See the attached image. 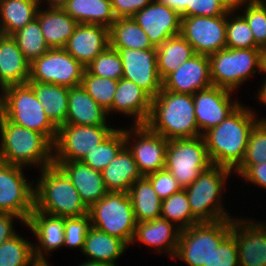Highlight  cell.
Masks as SVG:
<instances>
[{"mask_svg": "<svg viewBox=\"0 0 266 266\" xmlns=\"http://www.w3.org/2000/svg\"><path fill=\"white\" fill-rule=\"evenodd\" d=\"M259 120L239 105L225 120L202 136L213 165L235 170L243 161L250 133Z\"/></svg>", "mask_w": 266, "mask_h": 266, "instance_id": "cell-1", "label": "cell"}, {"mask_svg": "<svg viewBox=\"0 0 266 266\" xmlns=\"http://www.w3.org/2000/svg\"><path fill=\"white\" fill-rule=\"evenodd\" d=\"M193 95L162 90L152 99L145 125L167 140L201 136L195 117Z\"/></svg>", "mask_w": 266, "mask_h": 266, "instance_id": "cell-2", "label": "cell"}, {"mask_svg": "<svg viewBox=\"0 0 266 266\" xmlns=\"http://www.w3.org/2000/svg\"><path fill=\"white\" fill-rule=\"evenodd\" d=\"M0 161L11 165L53 164V143L42 133L18 126L0 114Z\"/></svg>", "mask_w": 266, "mask_h": 266, "instance_id": "cell-3", "label": "cell"}, {"mask_svg": "<svg viewBox=\"0 0 266 266\" xmlns=\"http://www.w3.org/2000/svg\"><path fill=\"white\" fill-rule=\"evenodd\" d=\"M41 177L34 191L37 211L60 217H80L88 214L70 178L57 165L41 169Z\"/></svg>", "mask_w": 266, "mask_h": 266, "instance_id": "cell-4", "label": "cell"}, {"mask_svg": "<svg viewBox=\"0 0 266 266\" xmlns=\"http://www.w3.org/2000/svg\"><path fill=\"white\" fill-rule=\"evenodd\" d=\"M0 95V114L10 122L40 132L53 144L58 128L45 114L41 102L33 89L26 84L9 85Z\"/></svg>", "mask_w": 266, "mask_h": 266, "instance_id": "cell-5", "label": "cell"}, {"mask_svg": "<svg viewBox=\"0 0 266 266\" xmlns=\"http://www.w3.org/2000/svg\"><path fill=\"white\" fill-rule=\"evenodd\" d=\"M231 169L211 165L189 185L186 190L193 216L201 222L232 219L221 205L220 195Z\"/></svg>", "mask_w": 266, "mask_h": 266, "instance_id": "cell-6", "label": "cell"}, {"mask_svg": "<svg viewBox=\"0 0 266 266\" xmlns=\"http://www.w3.org/2000/svg\"><path fill=\"white\" fill-rule=\"evenodd\" d=\"M91 226L106 234L132 243L137 221L126 192H108L88 208Z\"/></svg>", "mask_w": 266, "mask_h": 266, "instance_id": "cell-7", "label": "cell"}, {"mask_svg": "<svg viewBox=\"0 0 266 266\" xmlns=\"http://www.w3.org/2000/svg\"><path fill=\"white\" fill-rule=\"evenodd\" d=\"M232 219L201 222L180 231L175 257L189 266H207L210 256L230 234Z\"/></svg>", "mask_w": 266, "mask_h": 266, "instance_id": "cell-8", "label": "cell"}, {"mask_svg": "<svg viewBox=\"0 0 266 266\" xmlns=\"http://www.w3.org/2000/svg\"><path fill=\"white\" fill-rule=\"evenodd\" d=\"M213 86L235 90L249 75L260 72V48H225L208 56Z\"/></svg>", "mask_w": 266, "mask_h": 266, "instance_id": "cell-9", "label": "cell"}, {"mask_svg": "<svg viewBox=\"0 0 266 266\" xmlns=\"http://www.w3.org/2000/svg\"><path fill=\"white\" fill-rule=\"evenodd\" d=\"M212 164L203 136L168 140L165 169L182 189L191 185L200 173Z\"/></svg>", "mask_w": 266, "mask_h": 266, "instance_id": "cell-10", "label": "cell"}, {"mask_svg": "<svg viewBox=\"0 0 266 266\" xmlns=\"http://www.w3.org/2000/svg\"><path fill=\"white\" fill-rule=\"evenodd\" d=\"M115 130L107 125L64 124L60 126L53 144L55 151L53 162L81 161L88 152L100 145Z\"/></svg>", "mask_w": 266, "mask_h": 266, "instance_id": "cell-11", "label": "cell"}, {"mask_svg": "<svg viewBox=\"0 0 266 266\" xmlns=\"http://www.w3.org/2000/svg\"><path fill=\"white\" fill-rule=\"evenodd\" d=\"M84 71L85 67L64 48H54L30 64L28 81L72 88L81 85Z\"/></svg>", "mask_w": 266, "mask_h": 266, "instance_id": "cell-12", "label": "cell"}, {"mask_svg": "<svg viewBox=\"0 0 266 266\" xmlns=\"http://www.w3.org/2000/svg\"><path fill=\"white\" fill-rule=\"evenodd\" d=\"M236 11L234 7L227 15L216 17H181L183 38L193 47L196 54L212 55L226 48V24L228 15Z\"/></svg>", "mask_w": 266, "mask_h": 266, "instance_id": "cell-13", "label": "cell"}, {"mask_svg": "<svg viewBox=\"0 0 266 266\" xmlns=\"http://www.w3.org/2000/svg\"><path fill=\"white\" fill-rule=\"evenodd\" d=\"M22 166L0 161V212L12 213L27 223L34 210L33 183H29Z\"/></svg>", "mask_w": 266, "mask_h": 266, "instance_id": "cell-14", "label": "cell"}, {"mask_svg": "<svg viewBox=\"0 0 266 266\" xmlns=\"http://www.w3.org/2000/svg\"><path fill=\"white\" fill-rule=\"evenodd\" d=\"M114 49L121 57L123 78L133 81L153 99L162 90L157 70V49Z\"/></svg>", "mask_w": 266, "mask_h": 266, "instance_id": "cell-15", "label": "cell"}, {"mask_svg": "<svg viewBox=\"0 0 266 266\" xmlns=\"http://www.w3.org/2000/svg\"><path fill=\"white\" fill-rule=\"evenodd\" d=\"M146 32L153 47H159L170 37L180 35L181 15L171 7L153 0L132 16Z\"/></svg>", "mask_w": 266, "mask_h": 266, "instance_id": "cell-16", "label": "cell"}, {"mask_svg": "<svg viewBox=\"0 0 266 266\" xmlns=\"http://www.w3.org/2000/svg\"><path fill=\"white\" fill-rule=\"evenodd\" d=\"M230 96L232 91L217 86H211L193 94L194 112L200 134L203 135L209 129L219 125L239 106L238 102L232 101Z\"/></svg>", "mask_w": 266, "mask_h": 266, "instance_id": "cell-17", "label": "cell"}, {"mask_svg": "<svg viewBox=\"0 0 266 266\" xmlns=\"http://www.w3.org/2000/svg\"><path fill=\"white\" fill-rule=\"evenodd\" d=\"M211 86L213 84L210 77L209 58L200 54L185 61L162 81L164 90L191 95Z\"/></svg>", "mask_w": 266, "mask_h": 266, "instance_id": "cell-18", "label": "cell"}, {"mask_svg": "<svg viewBox=\"0 0 266 266\" xmlns=\"http://www.w3.org/2000/svg\"><path fill=\"white\" fill-rule=\"evenodd\" d=\"M135 146L128 149L138 165L142 176H147L165 169L166 148L168 140L162 135L152 132L146 125H134ZM131 147V148H130Z\"/></svg>", "mask_w": 266, "mask_h": 266, "instance_id": "cell-19", "label": "cell"}, {"mask_svg": "<svg viewBox=\"0 0 266 266\" xmlns=\"http://www.w3.org/2000/svg\"><path fill=\"white\" fill-rule=\"evenodd\" d=\"M230 234L238 247L239 266H266V229L258 223L233 219Z\"/></svg>", "mask_w": 266, "mask_h": 266, "instance_id": "cell-20", "label": "cell"}, {"mask_svg": "<svg viewBox=\"0 0 266 266\" xmlns=\"http://www.w3.org/2000/svg\"><path fill=\"white\" fill-rule=\"evenodd\" d=\"M109 45V28L97 24H78L64 49L87 67Z\"/></svg>", "mask_w": 266, "mask_h": 266, "instance_id": "cell-21", "label": "cell"}, {"mask_svg": "<svg viewBox=\"0 0 266 266\" xmlns=\"http://www.w3.org/2000/svg\"><path fill=\"white\" fill-rule=\"evenodd\" d=\"M26 225L39 241L40 246H33L35 260L38 263H47L43 254L64 246V217L49 215L34 208Z\"/></svg>", "mask_w": 266, "mask_h": 266, "instance_id": "cell-22", "label": "cell"}, {"mask_svg": "<svg viewBox=\"0 0 266 266\" xmlns=\"http://www.w3.org/2000/svg\"><path fill=\"white\" fill-rule=\"evenodd\" d=\"M129 130L125 129L126 145L101 171L108 192L128 193L131 185L136 180L143 177L138 169L137 163L133 159L131 151L128 149V146L130 145L129 143H131L129 142L131 139L130 137L133 135L131 134L133 128H130Z\"/></svg>", "mask_w": 266, "mask_h": 266, "instance_id": "cell-23", "label": "cell"}, {"mask_svg": "<svg viewBox=\"0 0 266 266\" xmlns=\"http://www.w3.org/2000/svg\"><path fill=\"white\" fill-rule=\"evenodd\" d=\"M70 178L81 200L89 208L107 193L102 172L97 171L81 161L53 162Z\"/></svg>", "mask_w": 266, "mask_h": 266, "instance_id": "cell-24", "label": "cell"}, {"mask_svg": "<svg viewBox=\"0 0 266 266\" xmlns=\"http://www.w3.org/2000/svg\"><path fill=\"white\" fill-rule=\"evenodd\" d=\"M152 98L133 81L121 78L118 80L117 90L114 94L113 104L107 110L133 115L135 125H145L151 111Z\"/></svg>", "mask_w": 266, "mask_h": 266, "instance_id": "cell-25", "label": "cell"}, {"mask_svg": "<svg viewBox=\"0 0 266 266\" xmlns=\"http://www.w3.org/2000/svg\"><path fill=\"white\" fill-rule=\"evenodd\" d=\"M30 78V63L25 59L11 35L0 34V88L26 84Z\"/></svg>", "mask_w": 266, "mask_h": 266, "instance_id": "cell-26", "label": "cell"}, {"mask_svg": "<svg viewBox=\"0 0 266 266\" xmlns=\"http://www.w3.org/2000/svg\"><path fill=\"white\" fill-rule=\"evenodd\" d=\"M107 110L99 105L80 86L69 88L68 110L65 124L101 126L106 125Z\"/></svg>", "mask_w": 266, "mask_h": 266, "instance_id": "cell-27", "label": "cell"}, {"mask_svg": "<svg viewBox=\"0 0 266 266\" xmlns=\"http://www.w3.org/2000/svg\"><path fill=\"white\" fill-rule=\"evenodd\" d=\"M176 231H175V230ZM180 228L174 227V224L164 218H157L152 221L138 222L136 224L134 237L135 240L156 247L162 253V249L168 251L172 258H174L177 245L179 242ZM136 238V239H135Z\"/></svg>", "mask_w": 266, "mask_h": 266, "instance_id": "cell-28", "label": "cell"}, {"mask_svg": "<svg viewBox=\"0 0 266 266\" xmlns=\"http://www.w3.org/2000/svg\"><path fill=\"white\" fill-rule=\"evenodd\" d=\"M36 18L50 49L64 48L79 24L63 8L38 9Z\"/></svg>", "mask_w": 266, "mask_h": 266, "instance_id": "cell-29", "label": "cell"}, {"mask_svg": "<svg viewBox=\"0 0 266 266\" xmlns=\"http://www.w3.org/2000/svg\"><path fill=\"white\" fill-rule=\"evenodd\" d=\"M127 244L115 236L90 227L82 252L91 257L89 261L116 266L117 260L127 248Z\"/></svg>", "mask_w": 266, "mask_h": 266, "instance_id": "cell-30", "label": "cell"}, {"mask_svg": "<svg viewBox=\"0 0 266 266\" xmlns=\"http://www.w3.org/2000/svg\"><path fill=\"white\" fill-rule=\"evenodd\" d=\"M36 98L41 102L45 114L59 128L65 124L68 110L69 88L51 83L28 81Z\"/></svg>", "mask_w": 266, "mask_h": 266, "instance_id": "cell-31", "label": "cell"}, {"mask_svg": "<svg viewBox=\"0 0 266 266\" xmlns=\"http://www.w3.org/2000/svg\"><path fill=\"white\" fill-rule=\"evenodd\" d=\"M63 10L79 24H97L110 28L116 20L111 0H69Z\"/></svg>", "mask_w": 266, "mask_h": 266, "instance_id": "cell-32", "label": "cell"}, {"mask_svg": "<svg viewBox=\"0 0 266 266\" xmlns=\"http://www.w3.org/2000/svg\"><path fill=\"white\" fill-rule=\"evenodd\" d=\"M128 195L132 202L137 223L152 221L161 217L162 200L145 176L131 185Z\"/></svg>", "mask_w": 266, "mask_h": 266, "instance_id": "cell-33", "label": "cell"}, {"mask_svg": "<svg viewBox=\"0 0 266 266\" xmlns=\"http://www.w3.org/2000/svg\"><path fill=\"white\" fill-rule=\"evenodd\" d=\"M38 0H3L0 3V34L12 35L37 17Z\"/></svg>", "mask_w": 266, "mask_h": 266, "instance_id": "cell-34", "label": "cell"}, {"mask_svg": "<svg viewBox=\"0 0 266 266\" xmlns=\"http://www.w3.org/2000/svg\"><path fill=\"white\" fill-rule=\"evenodd\" d=\"M156 49L157 70L162 81L181 64L196 55L193 47L181 34L170 37Z\"/></svg>", "mask_w": 266, "mask_h": 266, "instance_id": "cell-35", "label": "cell"}, {"mask_svg": "<svg viewBox=\"0 0 266 266\" xmlns=\"http://www.w3.org/2000/svg\"><path fill=\"white\" fill-rule=\"evenodd\" d=\"M110 46L112 48L150 49L155 48L146 32L132 17L116 18L109 28Z\"/></svg>", "mask_w": 266, "mask_h": 266, "instance_id": "cell-36", "label": "cell"}, {"mask_svg": "<svg viewBox=\"0 0 266 266\" xmlns=\"http://www.w3.org/2000/svg\"><path fill=\"white\" fill-rule=\"evenodd\" d=\"M11 36L15 39L18 48L30 64L50 49L42 34L40 23L37 18Z\"/></svg>", "mask_w": 266, "mask_h": 266, "instance_id": "cell-37", "label": "cell"}, {"mask_svg": "<svg viewBox=\"0 0 266 266\" xmlns=\"http://www.w3.org/2000/svg\"><path fill=\"white\" fill-rule=\"evenodd\" d=\"M126 145L125 130L116 129L100 145L81 159L94 170L102 171Z\"/></svg>", "mask_w": 266, "mask_h": 266, "instance_id": "cell-38", "label": "cell"}, {"mask_svg": "<svg viewBox=\"0 0 266 266\" xmlns=\"http://www.w3.org/2000/svg\"><path fill=\"white\" fill-rule=\"evenodd\" d=\"M161 218L167 219L171 223L176 222L180 230L200 223L192 214L185 189H181L162 200Z\"/></svg>", "mask_w": 266, "mask_h": 266, "instance_id": "cell-39", "label": "cell"}, {"mask_svg": "<svg viewBox=\"0 0 266 266\" xmlns=\"http://www.w3.org/2000/svg\"><path fill=\"white\" fill-rule=\"evenodd\" d=\"M34 244L14 235L0 245V266H35Z\"/></svg>", "mask_w": 266, "mask_h": 266, "instance_id": "cell-40", "label": "cell"}, {"mask_svg": "<svg viewBox=\"0 0 266 266\" xmlns=\"http://www.w3.org/2000/svg\"><path fill=\"white\" fill-rule=\"evenodd\" d=\"M247 4L244 15L254 36L255 44L263 48L266 44V3L263 0H236L233 7Z\"/></svg>", "mask_w": 266, "mask_h": 266, "instance_id": "cell-41", "label": "cell"}, {"mask_svg": "<svg viewBox=\"0 0 266 266\" xmlns=\"http://www.w3.org/2000/svg\"><path fill=\"white\" fill-rule=\"evenodd\" d=\"M81 85L105 110L112 106L118 80L95 76L85 69Z\"/></svg>", "mask_w": 266, "mask_h": 266, "instance_id": "cell-42", "label": "cell"}, {"mask_svg": "<svg viewBox=\"0 0 266 266\" xmlns=\"http://www.w3.org/2000/svg\"><path fill=\"white\" fill-rule=\"evenodd\" d=\"M85 69L95 76L119 80L123 77L122 61L118 51L110 45Z\"/></svg>", "mask_w": 266, "mask_h": 266, "instance_id": "cell-43", "label": "cell"}, {"mask_svg": "<svg viewBox=\"0 0 266 266\" xmlns=\"http://www.w3.org/2000/svg\"><path fill=\"white\" fill-rule=\"evenodd\" d=\"M233 3L232 0H182V17L227 15Z\"/></svg>", "mask_w": 266, "mask_h": 266, "instance_id": "cell-44", "label": "cell"}, {"mask_svg": "<svg viewBox=\"0 0 266 266\" xmlns=\"http://www.w3.org/2000/svg\"><path fill=\"white\" fill-rule=\"evenodd\" d=\"M235 17L227 20L226 48H259L255 44L253 33L246 19L240 15Z\"/></svg>", "mask_w": 266, "mask_h": 266, "instance_id": "cell-45", "label": "cell"}, {"mask_svg": "<svg viewBox=\"0 0 266 266\" xmlns=\"http://www.w3.org/2000/svg\"><path fill=\"white\" fill-rule=\"evenodd\" d=\"M266 162V121L260 119L253 127L246 153L240 165H258Z\"/></svg>", "mask_w": 266, "mask_h": 266, "instance_id": "cell-46", "label": "cell"}, {"mask_svg": "<svg viewBox=\"0 0 266 266\" xmlns=\"http://www.w3.org/2000/svg\"><path fill=\"white\" fill-rule=\"evenodd\" d=\"M91 227L90 216L64 217V245L79 247L82 251L88 230Z\"/></svg>", "mask_w": 266, "mask_h": 266, "instance_id": "cell-47", "label": "cell"}, {"mask_svg": "<svg viewBox=\"0 0 266 266\" xmlns=\"http://www.w3.org/2000/svg\"><path fill=\"white\" fill-rule=\"evenodd\" d=\"M238 247L235 238L229 234L213 251L207 266H239Z\"/></svg>", "mask_w": 266, "mask_h": 266, "instance_id": "cell-48", "label": "cell"}, {"mask_svg": "<svg viewBox=\"0 0 266 266\" xmlns=\"http://www.w3.org/2000/svg\"><path fill=\"white\" fill-rule=\"evenodd\" d=\"M161 200L167 199L182 189L175 177L166 169L145 176Z\"/></svg>", "mask_w": 266, "mask_h": 266, "instance_id": "cell-49", "label": "cell"}, {"mask_svg": "<svg viewBox=\"0 0 266 266\" xmlns=\"http://www.w3.org/2000/svg\"><path fill=\"white\" fill-rule=\"evenodd\" d=\"M153 0H111L116 18H128L148 6Z\"/></svg>", "mask_w": 266, "mask_h": 266, "instance_id": "cell-50", "label": "cell"}, {"mask_svg": "<svg viewBox=\"0 0 266 266\" xmlns=\"http://www.w3.org/2000/svg\"><path fill=\"white\" fill-rule=\"evenodd\" d=\"M244 179L266 188V162L258 165H239L235 170Z\"/></svg>", "mask_w": 266, "mask_h": 266, "instance_id": "cell-51", "label": "cell"}, {"mask_svg": "<svg viewBox=\"0 0 266 266\" xmlns=\"http://www.w3.org/2000/svg\"><path fill=\"white\" fill-rule=\"evenodd\" d=\"M14 218L21 220L23 224L26 225L22 218L12 213L0 212V245L17 234L13 228L12 221Z\"/></svg>", "mask_w": 266, "mask_h": 266, "instance_id": "cell-52", "label": "cell"}, {"mask_svg": "<svg viewBox=\"0 0 266 266\" xmlns=\"http://www.w3.org/2000/svg\"><path fill=\"white\" fill-rule=\"evenodd\" d=\"M155 1L171 7L176 12H178L182 17V0H155Z\"/></svg>", "mask_w": 266, "mask_h": 266, "instance_id": "cell-53", "label": "cell"}, {"mask_svg": "<svg viewBox=\"0 0 266 266\" xmlns=\"http://www.w3.org/2000/svg\"><path fill=\"white\" fill-rule=\"evenodd\" d=\"M44 1V0H43ZM49 2V8H63L69 0H46ZM40 5V0H38Z\"/></svg>", "mask_w": 266, "mask_h": 266, "instance_id": "cell-54", "label": "cell"}, {"mask_svg": "<svg viewBox=\"0 0 266 266\" xmlns=\"http://www.w3.org/2000/svg\"><path fill=\"white\" fill-rule=\"evenodd\" d=\"M260 72L266 73V50L260 48Z\"/></svg>", "mask_w": 266, "mask_h": 266, "instance_id": "cell-55", "label": "cell"}, {"mask_svg": "<svg viewBox=\"0 0 266 266\" xmlns=\"http://www.w3.org/2000/svg\"><path fill=\"white\" fill-rule=\"evenodd\" d=\"M262 86L263 87L258 92V99L266 103V80Z\"/></svg>", "mask_w": 266, "mask_h": 266, "instance_id": "cell-56", "label": "cell"}, {"mask_svg": "<svg viewBox=\"0 0 266 266\" xmlns=\"http://www.w3.org/2000/svg\"><path fill=\"white\" fill-rule=\"evenodd\" d=\"M79 266H112V265H108V264H104V263H98V262H95V261L87 260V262H83Z\"/></svg>", "mask_w": 266, "mask_h": 266, "instance_id": "cell-57", "label": "cell"}, {"mask_svg": "<svg viewBox=\"0 0 266 266\" xmlns=\"http://www.w3.org/2000/svg\"><path fill=\"white\" fill-rule=\"evenodd\" d=\"M35 266H49L48 262L47 263H37Z\"/></svg>", "mask_w": 266, "mask_h": 266, "instance_id": "cell-58", "label": "cell"}, {"mask_svg": "<svg viewBox=\"0 0 266 266\" xmlns=\"http://www.w3.org/2000/svg\"><path fill=\"white\" fill-rule=\"evenodd\" d=\"M258 224H259L261 227H263V228L266 229V225H264L263 223L260 224V222H258Z\"/></svg>", "mask_w": 266, "mask_h": 266, "instance_id": "cell-59", "label": "cell"}]
</instances>
